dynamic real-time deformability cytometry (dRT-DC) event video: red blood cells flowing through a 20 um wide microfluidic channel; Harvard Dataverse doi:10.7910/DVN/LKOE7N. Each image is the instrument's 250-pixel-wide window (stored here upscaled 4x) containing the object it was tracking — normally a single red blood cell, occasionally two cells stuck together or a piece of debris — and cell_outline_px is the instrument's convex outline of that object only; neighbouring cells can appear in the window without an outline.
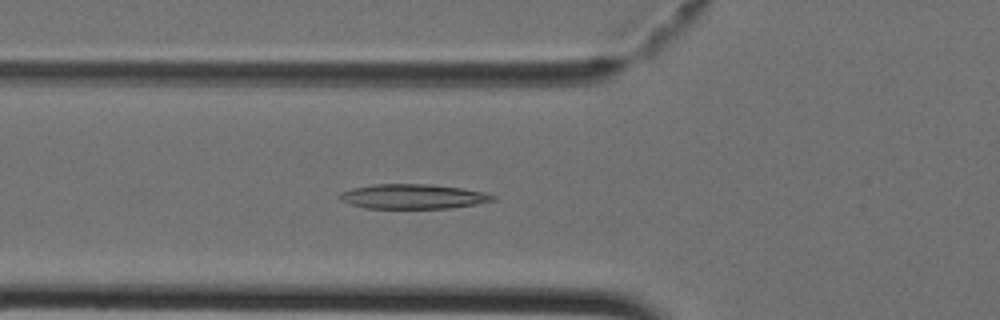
{"species": "Egyptian fruit bat (a non-hibernating species)", "species_latin": "Rousettus aegyptiacus", "temperature_condition": "cold", "stored_images_in_passage": 37, "camera_frame_rate_fps": 3000, "um_per_image_px": 0.085, "animal": {"sex": "female"}, "frame": {"image": 1, "passage_image": 9, "time_ms": 2.667, "image_size_px": [1000, 320], "cell_outline_px": [[492, 200], [472, 204], [448, 208], [368, 208], [352, 204], [344, 200], [340, 196], [344, 192], [356, 188], [380, 184], [424, 184], [460, 188], [480, 192], [492, 196]], "centroid_in_image_um": [35.09, 16.7], "position_along_channel_um": 90.7, "area_um2": 20.87}}
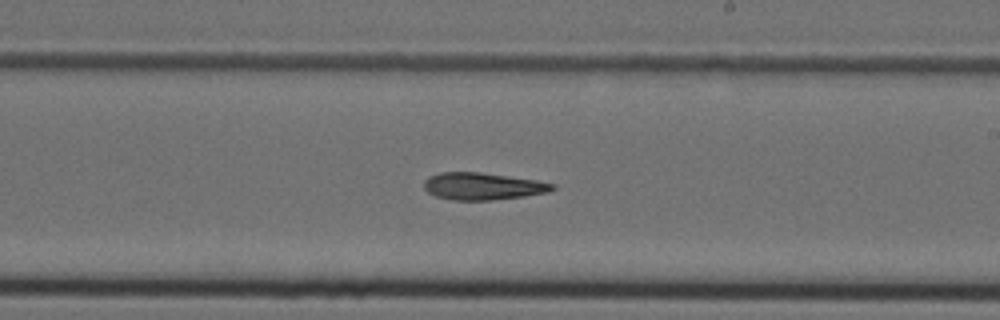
{"frame": {"image": 2, "passage_image": 19, "time_ms": 6.0, "image_size_px": [1000, 320], "cell_outline_px": [[556, 188], [544, 192], [524, 196], [488, 200], [456, 200], [436, 196], [428, 192], [424, 188], [424, 180], [432, 176], [444, 172], [476, 172], [532, 180], [552, 184]], "centroid_in_image_um": [40.96, 15.84], "position_along_channel_um": 248.0, "area_um2": 19.54}}
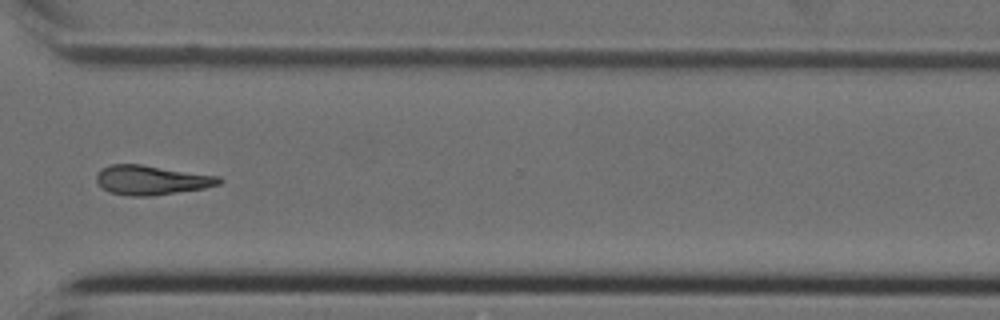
{"frame": {"image": 3, "passage_image": 26, "time_ms": 8.333, "image_size_px": [1000, 320], "cell_outline_px": [[220, 184], [204, 188], [144, 196], [132, 196], [112, 192], [104, 188], [96, 180], [96, 176], [104, 168], [112, 164], [140, 164], [220, 176]], "centroid_in_image_um": [12.9, 15.29], "position_along_channel_um": 357.7, "area_um2": 20.4}}